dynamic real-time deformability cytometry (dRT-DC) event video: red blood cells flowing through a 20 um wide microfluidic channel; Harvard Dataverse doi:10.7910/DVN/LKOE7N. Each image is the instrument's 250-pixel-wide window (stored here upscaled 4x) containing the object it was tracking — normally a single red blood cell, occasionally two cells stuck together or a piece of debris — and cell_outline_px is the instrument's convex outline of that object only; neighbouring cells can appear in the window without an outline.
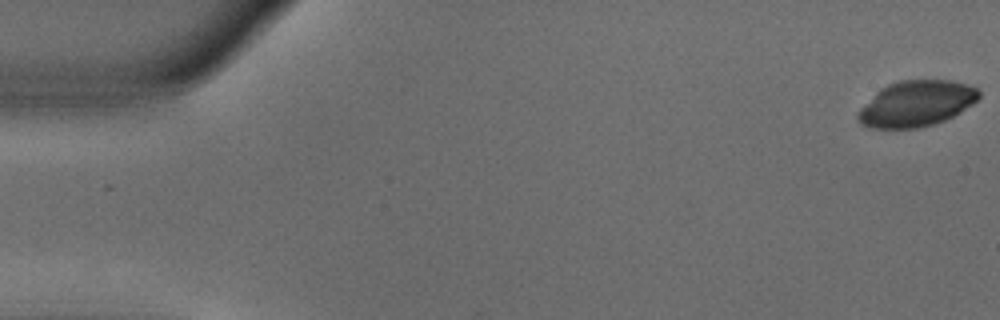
{"species": "common noctule bat (a hibernating species)", "species_latin": "Nyctalus noctula", "temperature_condition": "warm", "stored_images_in_passage": 53, "camera_frame_rate_fps": 3000, "um_per_image_px": 0.085, "animal": {"sex": "male", "body_mass_g": 18.8}, "frame": {"image": 1, "passage_image": 1, "time_ms": 0.0, "image_size_px": [1000, 320], "cell_outline_px": [[980, 96], [972, 104], [960, 112], [944, 120], [920, 128], [872, 128], [860, 124], [856, 116], [856, 112], [880, 88], [888, 84], [900, 80], [952, 80], [968, 84], [976, 88], [980, 92]], "centroid_in_image_um": [77.86, 8.8], "position_along_channel_um": 7.1, "area_um2": 32.31}}